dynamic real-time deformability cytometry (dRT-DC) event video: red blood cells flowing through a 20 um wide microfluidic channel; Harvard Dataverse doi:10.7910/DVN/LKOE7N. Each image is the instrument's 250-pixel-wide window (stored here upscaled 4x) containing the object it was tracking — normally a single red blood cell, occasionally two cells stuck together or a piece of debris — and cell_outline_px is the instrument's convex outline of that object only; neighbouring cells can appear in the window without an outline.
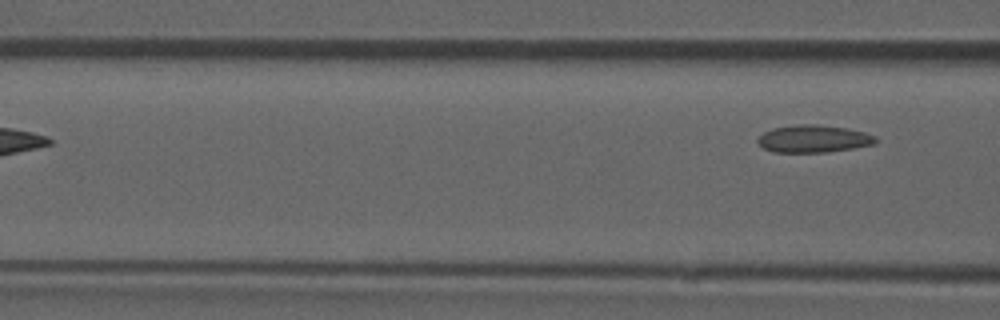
{"species": "common noctule bat (a hibernating species)", "species_latin": "Nyctalus noctula", "temperature_condition": "room temperature", "stored_images_in_passage": 7, "camera_frame_rate_fps": 3000, "um_per_image_px": 0.085, "animal": {"sex": "male", "forearm_length_mm": 52.5}, "frame": {"image": 1, "passage_image": 7, "time_ms": 2.0, "image_size_px": [1000, 320], "cell_outline_px": [[876, 144], [828, 152], [772, 152], [764, 148], [756, 140], [756, 136], [772, 128], [804, 124], [816, 124], [848, 128], [864, 132], [876, 136]], "centroid_in_image_um": [69.14, 11.79], "position_along_channel_um": 97.5, "area_um2": 18.9}}